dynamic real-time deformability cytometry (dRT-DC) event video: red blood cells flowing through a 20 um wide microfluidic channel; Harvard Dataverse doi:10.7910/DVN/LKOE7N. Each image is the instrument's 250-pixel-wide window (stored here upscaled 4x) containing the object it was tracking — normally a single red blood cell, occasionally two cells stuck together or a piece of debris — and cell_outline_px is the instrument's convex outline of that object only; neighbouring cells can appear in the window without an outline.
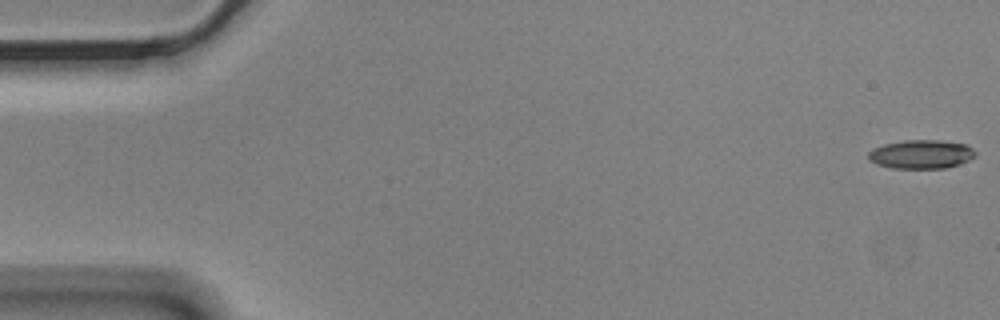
{"species": "Egyptian fruit bat (a non-hibernating species)", "species_latin": "Rousettus aegyptiacus", "temperature_condition": "cold", "stored_images_in_passage": 58, "camera_frame_rate_fps": 3000, "um_per_image_px": 0.085, "animal": {"sex": "male"}, "frame": {"image": 1, "passage_image": 1, "time_ms": 0.0, "image_size_px": [1000, 320], "cell_outline_px": [[976, 156], [960, 164], [944, 168], [892, 168], [876, 164], [868, 160], [868, 152], [872, 148], [884, 144], [904, 140], [940, 140], [968, 144], [976, 152]], "centroid_in_image_um": [78.3, 13.1], "position_along_channel_um": 6.7, "area_um2": 18.15}}
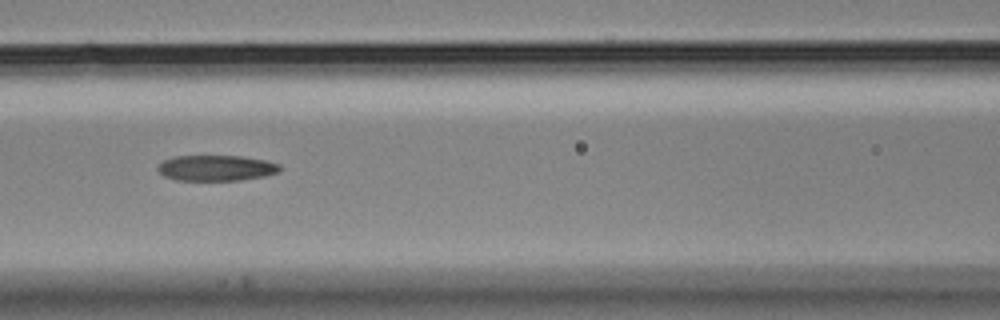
{"frame": {"image": 2, "passage_image": 25, "time_ms": 8.0, "image_size_px": [1000, 320], "cell_outline_px": [[280, 172], [264, 176], [240, 180], [176, 180], [164, 176], [156, 168], [164, 160], [176, 156], [240, 156], [264, 160], [280, 164]], "centroid_in_image_um": [18.39, 14.28], "position_along_channel_um": 148.2, "area_um2": 18.15}}
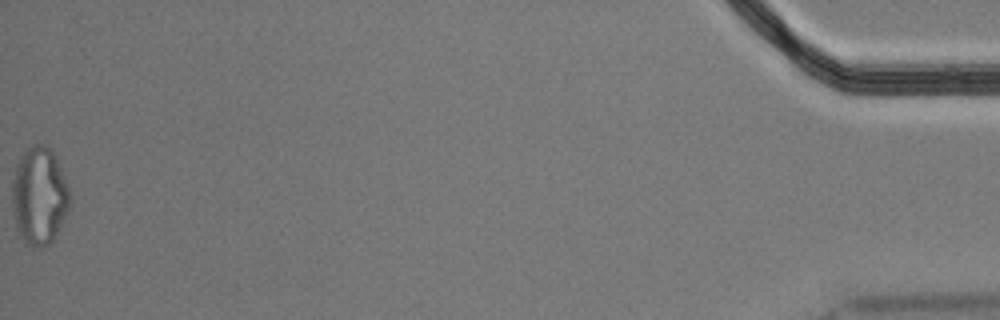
{"frame": {"image": 3, "passage_image": 58, "time_ms": 19.0, "image_size_px": [1000, 320], "cell_outline_px": [[68, 212], [60, 228], [52, 240], [48, 244], [40, 248], [32, 244], [20, 236], [16, 224], [12, 204], [12, 180], [16, 164], [24, 148], [36, 144], [44, 144], [56, 156], [68, 188]], "centroid_in_image_um": [3.32, 16.6], "position_along_channel_um": 431.9, "area_um2": 32.43}, "authors_computed_cell_mechanics": {"area_um2": 19.1607, "velocity_mm_per_s": 3.4898, "shape_relaxation_time_tau1_ms": null, "shape_relaxation_time_tau2_ms": 6.7312, "deformation_change_tau1": null, "deformation_change_tau2": 0.1764}}